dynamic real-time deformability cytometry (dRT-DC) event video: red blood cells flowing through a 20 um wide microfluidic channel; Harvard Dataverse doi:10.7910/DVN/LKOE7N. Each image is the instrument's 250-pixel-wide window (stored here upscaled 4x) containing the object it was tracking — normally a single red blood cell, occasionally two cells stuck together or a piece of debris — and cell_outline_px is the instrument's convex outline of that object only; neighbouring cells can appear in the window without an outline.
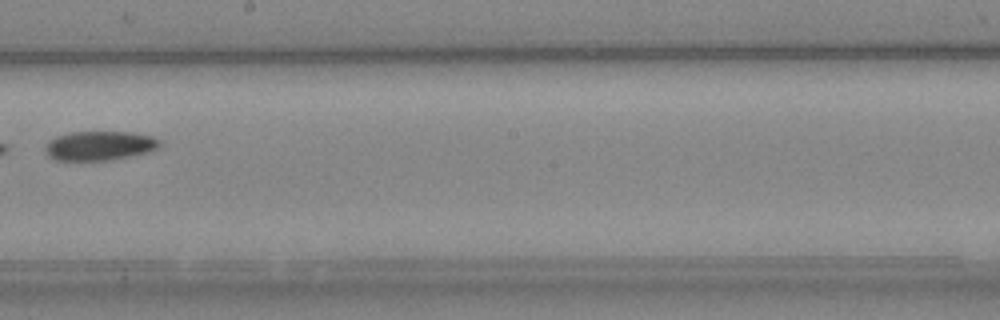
{"species": "Egyptian fruit bat (a non-hibernating species)", "species_latin": "Rousettus aegyptiacus", "temperature_condition": "cold", "stored_images_in_passage": 8, "camera_frame_rate_fps": 3000, "um_per_image_px": 0.085, "animal": {"sex": "female"}, "frame": {"image": 1, "passage_image": 8, "time_ms": 8.667, "image_size_px": [1000, 320], "cell_outline_px": [[160, 144], [156, 148], [148, 152], [108, 160], [56, 160], [48, 156], [44, 152], [44, 148], [56, 136], [72, 132], [132, 132], [152, 136], [160, 140]], "centroid_in_image_um": [8.45, 12.38], "position_along_channel_um": 239.7, "area_um2": 19.31}}